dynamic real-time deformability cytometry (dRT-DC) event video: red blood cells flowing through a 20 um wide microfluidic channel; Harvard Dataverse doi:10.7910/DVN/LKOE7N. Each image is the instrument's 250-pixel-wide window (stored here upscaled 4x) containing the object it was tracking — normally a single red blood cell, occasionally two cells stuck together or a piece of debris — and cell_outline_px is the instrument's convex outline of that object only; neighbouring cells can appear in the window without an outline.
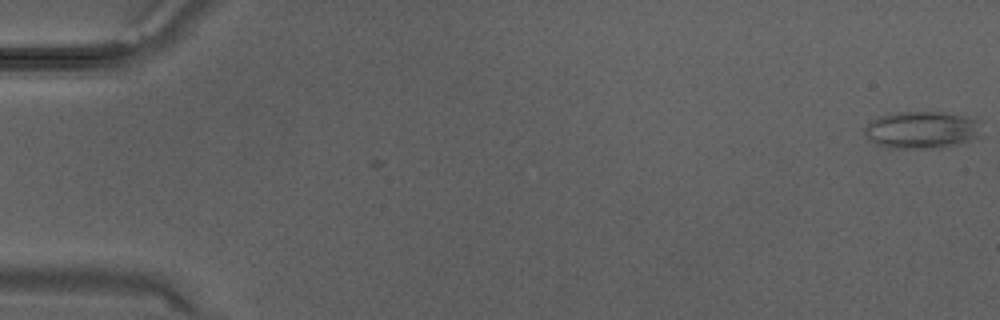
{"species": "Egyptian fruit bat (a non-hibernating species)", "species_latin": "Rousettus aegyptiacus", "temperature_condition": "warm", "stored_images_in_passage": 10, "camera_frame_rate_fps": 3000, "um_per_image_px": 0.085, "animal": {"sex": "male"}, "frame": {"image": 1, "passage_image": 1, "time_ms": 0.0, "image_size_px": [1000, 320], "cell_outline_px": [[984, 120], [980, 136], [964, 144], [932, 148], [888, 148], [876, 144], [868, 140], [864, 136], [864, 128], [872, 120], [880, 116], [896, 112], [948, 112], [972, 116]], "centroid_in_image_um": [78.45, 11.03], "position_along_channel_um": 6.5, "area_um2": 26.3}}